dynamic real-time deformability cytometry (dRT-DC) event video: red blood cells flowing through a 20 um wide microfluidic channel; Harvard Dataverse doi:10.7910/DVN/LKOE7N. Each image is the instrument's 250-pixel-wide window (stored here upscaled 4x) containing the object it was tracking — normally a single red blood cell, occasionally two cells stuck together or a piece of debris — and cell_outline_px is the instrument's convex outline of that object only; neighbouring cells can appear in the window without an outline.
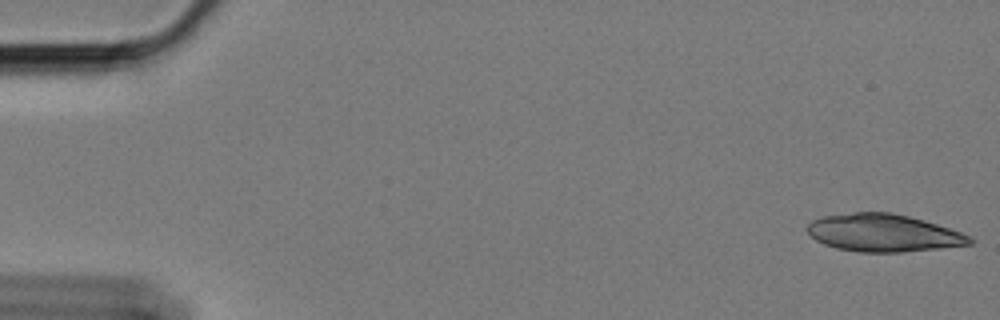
{"species": "Egyptian fruit bat (a non-hibernating species)", "species_latin": "Rousettus aegyptiacus", "temperature_condition": "cold", "stored_images_in_passage": 18, "camera_frame_rate_fps": 3000, "um_per_image_px": 0.085, "animal": {"sex": "female"}, "frame": {"image": 1, "passage_image": 1, "time_ms": 0.0, "image_size_px": [1000, 320], "cell_outline_px": [[976, 240], [972, 244], [940, 248], [904, 252], [860, 252], [836, 248], [824, 244], [816, 240], [804, 228], [812, 220], [824, 216], [852, 212], [892, 212], [924, 220], [972, 236]], "centroid_in_image_um": [75.09, 19.8], "position_along_channel_um": 9.9, "area_um2": 35.66}}